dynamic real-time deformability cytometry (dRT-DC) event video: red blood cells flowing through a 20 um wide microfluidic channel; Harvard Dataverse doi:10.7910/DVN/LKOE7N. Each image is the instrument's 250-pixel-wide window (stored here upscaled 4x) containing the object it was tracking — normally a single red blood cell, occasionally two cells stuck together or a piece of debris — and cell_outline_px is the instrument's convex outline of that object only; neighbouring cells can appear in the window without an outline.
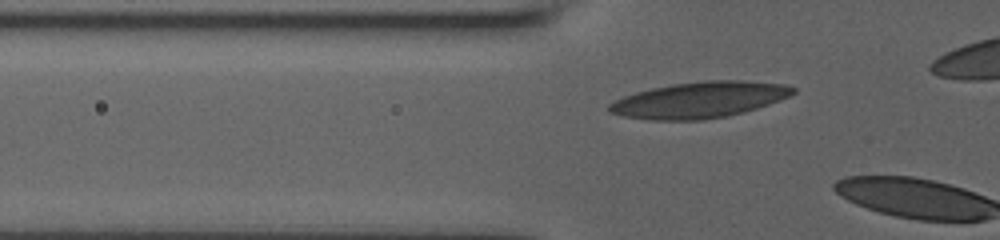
{"species": "human", "species_latin": "Homo sapiens", "temperature_condition": "room temperature", "stored_images_in_passage": 7, "camera_frame_rate_fps": 3000, "um_per_image_px": 0.085, "donor": {"sex": "male"}, "frame": {"image": 1, "passage_image": 6, "time_ms": 1.667, "image_size_px": [1000, 240], "cell_outline_px": [[796, 92], [780, 100], [744, 112], [724, 116], [700, 120], [652, 120], [624, 116], [608, 112], [608, 104], [624, 96], [636, 92], [652, 88], [672, 84], [704, 80], [740, 80], [784, 84], [796, 88]], "centroid_in_image_um": [59.44, 8.48], "position_along_channel_um": 66.4, "area_um2": 38.44}}